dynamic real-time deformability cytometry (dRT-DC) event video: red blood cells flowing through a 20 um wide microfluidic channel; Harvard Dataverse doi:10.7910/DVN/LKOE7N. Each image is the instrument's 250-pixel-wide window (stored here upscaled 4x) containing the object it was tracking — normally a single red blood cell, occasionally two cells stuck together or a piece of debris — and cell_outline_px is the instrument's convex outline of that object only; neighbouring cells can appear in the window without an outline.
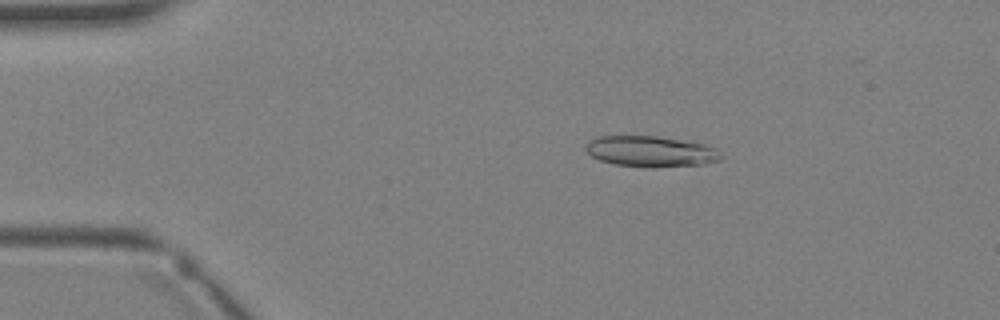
{"species": "Egyptian fruit bat (a non-hibernating species)", "species_latin": "Rousettus aegyptiacus", "temperature_condition": "warm", "stored_images_in_passage": 3, "camera_frame_rate_fps": 3000, "um_per_image_px": 0.085, "animal": {"sex": "female"}, "frame": {"image": 1, "passage_image": 2, "time_ms": 1.333, "image_size_px": [1000, 320], "cell_outline_px": [[724, 156], [720, 160], [704, 164], [616, 164], [600, 160], [592, 156], [584, 148], [584, 144], [588, 140], [596, 136], [656, 136], [704, 144], [716, 148]], "centroid_in_image_um": [55.27, 12.81], "position_along_channel_um": 29.7, "area_um2": 23.18}}